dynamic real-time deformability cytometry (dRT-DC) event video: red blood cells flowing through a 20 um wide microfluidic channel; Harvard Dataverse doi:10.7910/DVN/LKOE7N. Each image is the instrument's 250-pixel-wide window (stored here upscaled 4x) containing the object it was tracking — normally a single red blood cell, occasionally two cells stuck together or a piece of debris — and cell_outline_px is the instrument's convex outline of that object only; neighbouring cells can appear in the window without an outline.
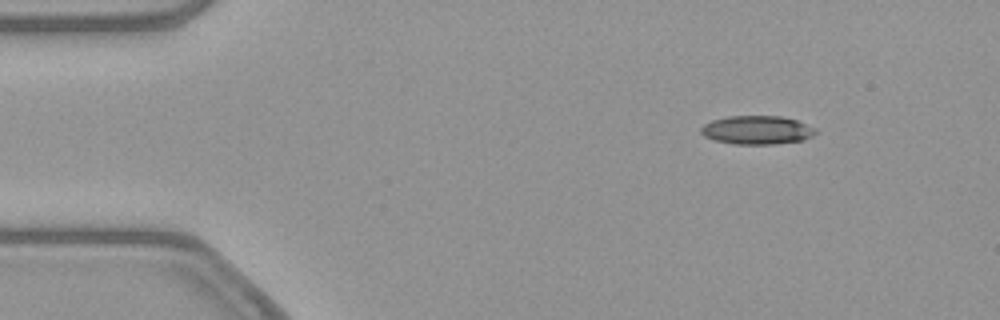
{"species": "common noctule bat (a hibernating species)", "species_latin": "Nyctalus noctula", "temperature_condition": "warm", "stored_images_in_passage": 47, "camera_frame_rate_fps": 3000, "um_per_image_px": 0.085, "animal": {"sex": "female", "body_mass_g": 21.9}, "frame": {"image": 1, "passage_image": 1, "time_ms": 0.0, "image_size_px": [1000, 320], "cell_outline_px": [[816, 132], [812, 136], [804, 140], [776, 144], [732, 144], [712, 140], [704, 136], [700, 132], [700, 128], [704, 124], [712, 120], [728, 116], [780, 116], [796, 120], [816, 128]], "centroid_in_image_um": [64.32, 11.06], "position_along_channel_um": 20.7, "area_um2": 19.25}}
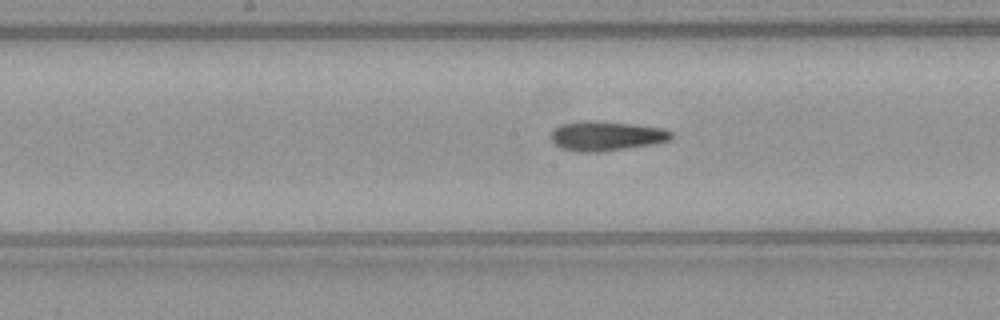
{"frame": {"image": 2, "passage_image": 21, "time_ms": 6.667, "image_size_px": [1000, 320], "cell_outline_px": [[676, 136], [672, 140], [656, 144], [600, 152], [576, 152], [560, 148], [552, 140], [552, 128], [560, 124], [580, 120], [596, 120], [632, 124], [664, 128], [672, 132]], "centroid_in_image_um": [51.56, 11.55], "position_along_channel_um": 196.6, "area_um2": 21.27}}
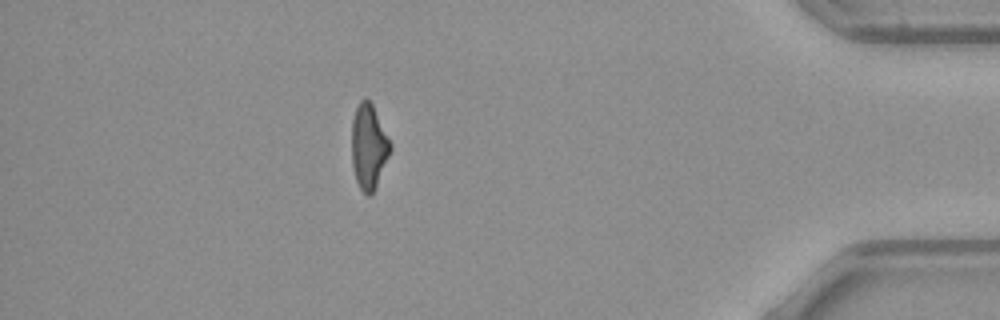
{"frame": {"image": 3, "passage_image": 41, "time_ms": 13.333, "image_size_px": [1000, 320], "cell_outline_px": [[392, 148], [376, 188], [368, 196], [360, 188], [356, 180], [352, 168], [352, 120], [356, 108], [360, 100], [364, 96], [372, 104], [392, 144]], "centroid_in_image_um": [31.34, 12.46], "position_along_channel_um": 403.9, "area_um2": 19.13}, "authors_computed_cell_mechanics": {"area_um2": 19.8832, "velocity_mm_per_s": 3.8659, "shape_relaxation_time_tau1_ms": 8.4368, "shape_relaxation_time_tau2_ms": 2.5272, "deformation_change_tau1": 0.2343, "deformation_change_tau2": 0.1188}}